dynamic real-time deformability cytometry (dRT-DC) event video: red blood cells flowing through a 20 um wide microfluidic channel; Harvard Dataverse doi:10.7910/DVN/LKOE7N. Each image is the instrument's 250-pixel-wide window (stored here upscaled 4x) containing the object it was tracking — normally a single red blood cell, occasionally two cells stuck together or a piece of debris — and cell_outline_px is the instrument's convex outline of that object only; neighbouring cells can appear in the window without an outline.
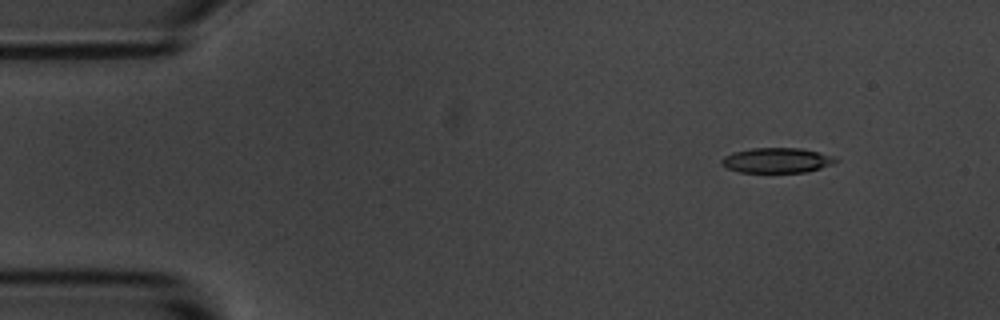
{"species": "common noctule bat (a hibernating species)", "species_latin": "Nyctalus noctula", "temperature_condition": "room temperature", "stored_images_in_passage": 10, "camera_frame_rate_fps": 3000, "um_per_image_px": 0.085, "animal": {"sex": "male", "body_mass_g": 20.1, "forearm_length_mm": 53.5}, "frame": {"image": 1, "passage_image": 1, "time_ms": 0.0, "image_size_px": [1000, 320], "cell_outline_px": [[840, 160], [832, 164], [820, 168], [804, 172], [740, 172], [728, 168], [720, 164], [720, 160], [724, 156], [732, 152], [752, 148], [800, 148], [832, 156]], "centroid_in_image_um": [65.99, 13.62], "position_along_channel_um": 19.0, "area_um2": 16.53}}
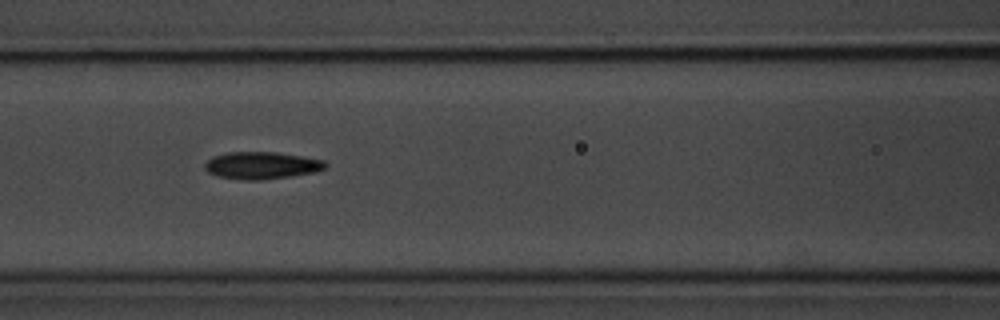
{"frame": {"image": 2, "passage_image": 6, "time_ms": 1.667, "image_size_px": [1000, 320], "cell_outline_px": [[328, 164], [324, 168], [312, 172], [292, 176], [260, 180], [244, 180], [216, 176], [208, 172], [204, 168], [204, 164], [212, 156], [228, 152], [276, 152], [324, 160]], "centroid_in_image_um": [22.19, 14.06], "position_along_channel_um": 144.4, "area_um2": 19.07}}
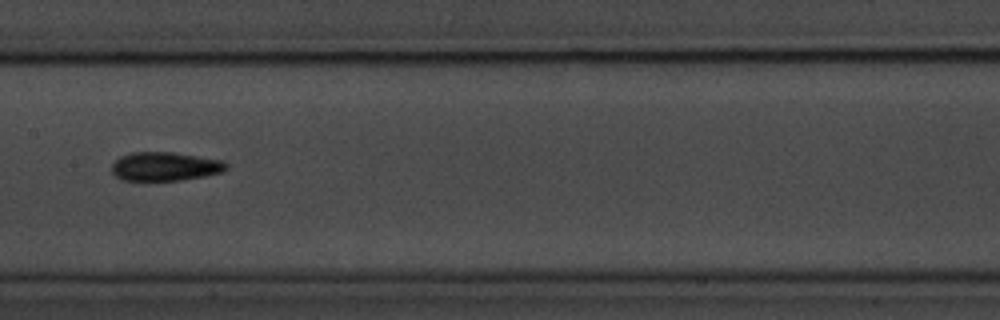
{"frame": {"image": 3, "passage_image": 7, "time_ms": 2.0, "image_size_px": [1000, 320], "cell_outline_px": [[228, 168], [224, 172], [204, 176], [180, 180], [120, 180], [112, 172], [112, 164], [120, 156], [132, 152], [172, 152], [224, 160], [228, 164]], "centroid_in_image_um": [14.06, 14.14], "position_along_channel_um": 193.3, "area_um2": 19.31}}